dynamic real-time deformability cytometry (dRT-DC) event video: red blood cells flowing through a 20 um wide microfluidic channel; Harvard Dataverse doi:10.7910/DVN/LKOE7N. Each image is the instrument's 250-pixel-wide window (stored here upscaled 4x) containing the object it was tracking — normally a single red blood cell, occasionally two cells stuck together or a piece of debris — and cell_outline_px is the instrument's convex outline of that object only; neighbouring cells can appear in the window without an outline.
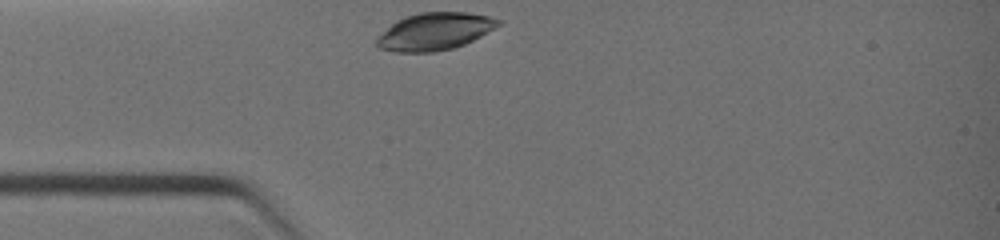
{"species": "common noctule bat (a hibernating species)", "species_latin": "Nyctalus noctula", "temperature_condition": "warm", "stored_images_in_passage": 5, "camera_frame_rate_fps": 3000, "um_per_image_px": 0.085, "animal": {"sex": "female", "body_mass_g": 19.0, "forearm_length_mm": 51.5}, "frame": {"image": 1, "passage_image": 1, "time_ms": 0.0, "image_size_px": [1000, 240], "cell_outline_px": [[504, 20], [500, 24], [480, 36], [464, 44], [452, 48], [432, 52], [396, 52], [380, 48], [372, 44], [376, 36], [396, 20], [420, 12], [468, 12], [488, 16]], "centroid_in_image_um": [36.89, 2.67], "position_along_channel_um": 48.1, "area_um2": 26.53}}
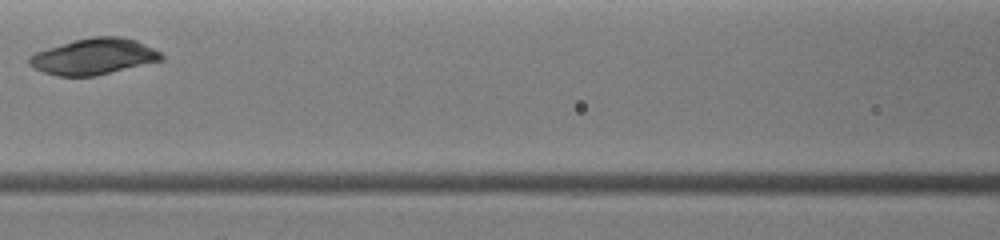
{"frame": {"image": 2, "passage_image": 4, "time_ms": 2.333, "image_size_px": [1000, 240], "cell_outline_px": [[164, 60], [96, 76], [60, 76], [44, 72], [32, 68], [28, 64], [28, 56], [36, 52], [48, 48], [76, 40], [92, 36], [120, 36], [136, 40], [160, 52], [164, 56]], "centroid_in_image_um": [7.98, 4.81], "position_along_channel_um": 158.6, "area_um2": 27.74}}
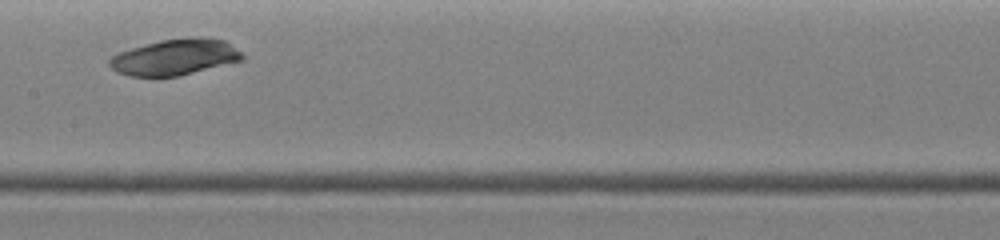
{"frame": {"image": 3, "passage_image": 5, "time_ms": 3.0, "image_size_px": [1000, 240], "cell_outline_px": [[244, 60], [176, 76], [128, 76], [116, 72], [108, 64], [108, 60], [112, 56], [120, 52], [132, 48], [160, 40], [192, 36], [200, 36], [224, 40], [240, 52], [244, 56]], "centroid_in_image_um": [14.86, 4.84], "position_along_channel_um": 192.5, "area_um2": 27.74}}